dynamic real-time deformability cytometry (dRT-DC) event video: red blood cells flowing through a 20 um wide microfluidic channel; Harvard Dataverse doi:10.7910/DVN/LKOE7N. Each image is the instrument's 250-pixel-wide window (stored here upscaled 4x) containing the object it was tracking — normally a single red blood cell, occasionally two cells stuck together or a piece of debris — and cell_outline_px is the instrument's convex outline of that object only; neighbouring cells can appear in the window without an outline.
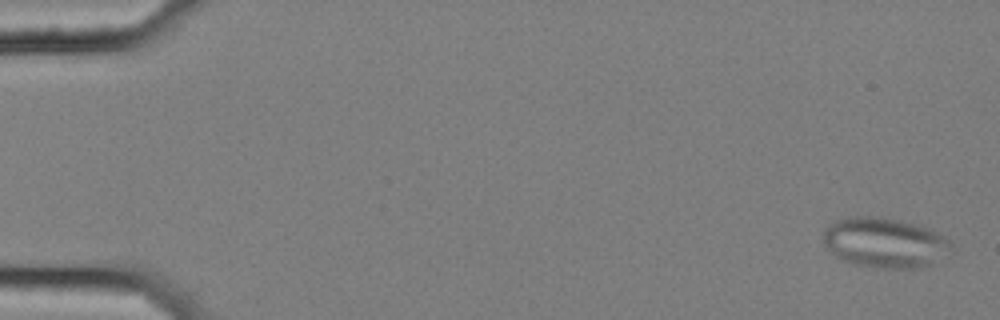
{"species": "common noctule bat (a hibernating species)", "species_latin": "Nyctalus noctula", "temperature_condition": "cold", "stored_images_in_passage": 56, "segment_of_instrument_passage": [1, 2], "camera_frame_rate_fps": 3000, "um_per_image_px": 0.085, "animal": {"sex": "female", "body_mass_g": 25.1}, "frame": {"image": 1, "passage_image": 2, "time_ms": 0.333, "image_size_px": [1000, 320], "cell_outline_px": [[952, 244], [928, 264], [912, 268], [884, 268], [856, 264], [844, 260], [836, 256], [824, 244], [824, 228], [836, 220], [856, 216], [872, 216], [912, 224], [928, 228], [952, 240]], "centroid_in_image_um": [75.11, 20.61], "position_along_channel_um": 9.9, "area_um2": 35.95}}